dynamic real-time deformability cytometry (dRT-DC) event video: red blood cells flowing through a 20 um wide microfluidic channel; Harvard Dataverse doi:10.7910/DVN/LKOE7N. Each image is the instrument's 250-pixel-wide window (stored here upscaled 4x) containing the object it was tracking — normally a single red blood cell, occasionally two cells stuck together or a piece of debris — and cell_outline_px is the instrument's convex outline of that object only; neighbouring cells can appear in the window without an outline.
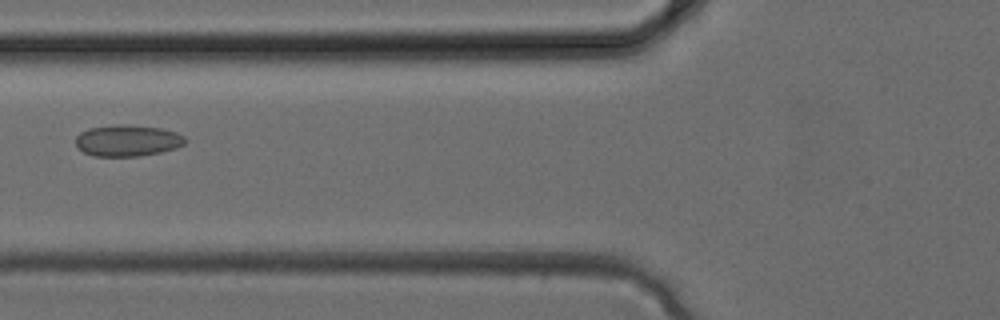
{"species": "common noctule bat (a hibernating species)", "species_latin": "Nyctalus noctula", "temperature_condition": "cold", "stored_images_in_passage": 4, "camera_frame_rate_fps": 3000, "um_per_image_px": 0.085, "animal": {"sex": "female", "body_mass_g": 24.6, "forearm_length_mm": 56.2}, "frame": {"image": 1, "passage_image": 4, "time_ms": 1.0, "image_size_px": [1000, 320], "cell_outline_px": [[188, 140], [184, 144], [176, 148], [160, 152], [140, 156], [92, 156], [76, 148], [76, 136], [80, 132], [88, 128], [116, 124], [128, 124], [160, 128], [176, 132], [184, 136]], "centroid_in_image_um": [10.82, 11.94], "position_along_channel_um": 115.0, "area_um2": 20.29}}